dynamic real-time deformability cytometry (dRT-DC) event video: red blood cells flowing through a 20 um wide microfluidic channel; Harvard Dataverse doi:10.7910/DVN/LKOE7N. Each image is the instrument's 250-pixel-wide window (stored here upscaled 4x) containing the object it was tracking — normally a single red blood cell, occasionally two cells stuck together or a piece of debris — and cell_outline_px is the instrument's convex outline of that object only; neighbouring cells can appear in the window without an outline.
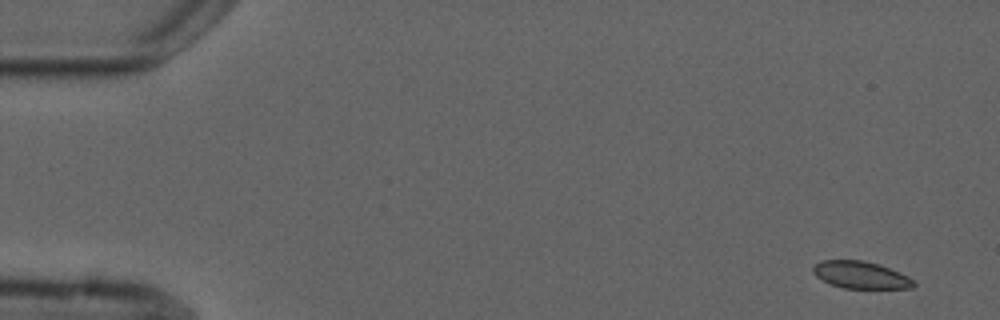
{"species": "common noctule bat (a hibernating species)", "species_latin": "Nyctalus noctula", "temperature_condition": "cold", "stored_images_in_passage": 4, "camera_frame_rate_fps": 3000, "um_per_image_px": 0.085, "animal": {"sex": "male", "forearm_length_mm": 52.5}, "frame": {"image": 1, "passage_image": 1, "time_ms": 0.0, "image_size_px": [1000, 320], "cell_outline_px": [[916, 284], [912, 288], [844, 288], [828, 284], [816, 276], [812, 272], [812, 268], [820, 260], [864, 260], [880, 264], [908, 276]], "centroid_in_image_um": [73.13, 23.36], "position_along_channel_um": 11.9, "area_um2": 16.01}}
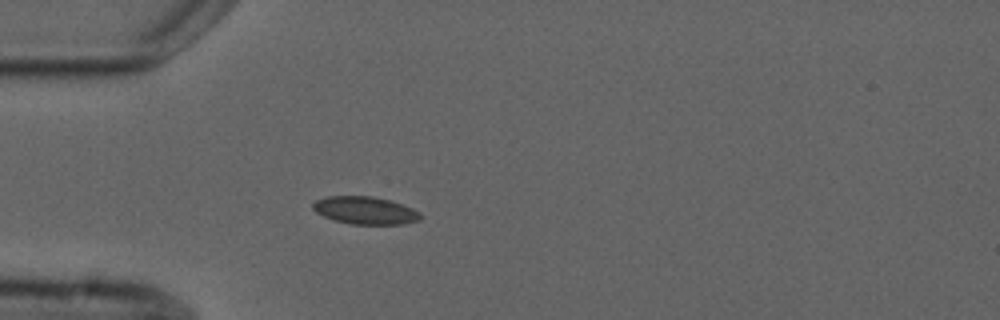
{"frame": {"image": 2, "passage_image": 4, "time_ms": 4.333, "image_size_px": [1000, 320], "cell_outline_px": [[420, 220], [404, 224], [352, 224], [336, 220], [324, 216], [316, 212], [312, 208], [312, 204], [316, 200], [324, 196], [372, 196], [392, 200], [412, 208], [420, 212]], "centroid_in_image_um": [31.04, 17.87], "position_along_channel_um": 54.0, "area_um2": 17.34}}